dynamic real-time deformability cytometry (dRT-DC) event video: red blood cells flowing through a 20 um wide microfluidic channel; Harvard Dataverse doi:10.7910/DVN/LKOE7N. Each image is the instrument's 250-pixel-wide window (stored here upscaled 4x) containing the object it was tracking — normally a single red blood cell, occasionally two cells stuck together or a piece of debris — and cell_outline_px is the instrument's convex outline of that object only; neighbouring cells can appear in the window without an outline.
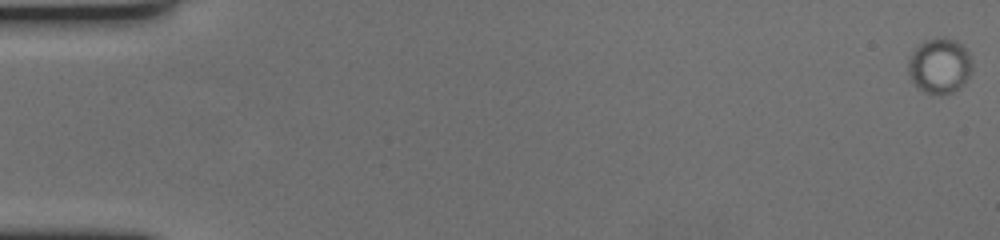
{"species": "human", "species_latin": "Homo sapiens", "temperature_condition": "cold", "stored_images_in_passage": 67, "camera_frame_rate_fps": 3000, "um_per_image_px": 0.085, "donor": {"sex": "female"}, "frame": {"image": 1, "passage_image": 1, "time_ms": 0.0, "image_size_px": [1000, 240], "cell_outline_px": [[972, 72], [964, 84], [952, 92], [924, 92], [916, 88], [908, 72], [908, 56], [924, 40], [944, 36], [956, 40], [964, 44], [972, 60]], "centroid_in_image_um": [79.88, 5.54], "position_along_channel_um": 5.1, "area_um2": 20.81}}
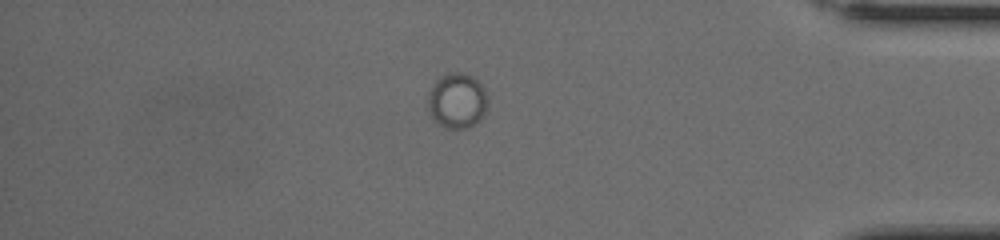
{"frame": {"image": 2, "passage_image": 58, "time_ms": 19.0, "image_size_px": [1000, 240], "cell_outline_px": [[488, 108], [484, 116], [480, 120], [468, 128], [448, 128], [440, 124], [432, 116], [428, 108], [428, 92], [432, 84], [440, 76], [448, 72], [460, 72], [472, 76], [484, 88], [488, 96]], "centroid_in_image_um": [38.88, 8.54], "position_along_channel_um": 396.3, "area_um2": 19.48}}
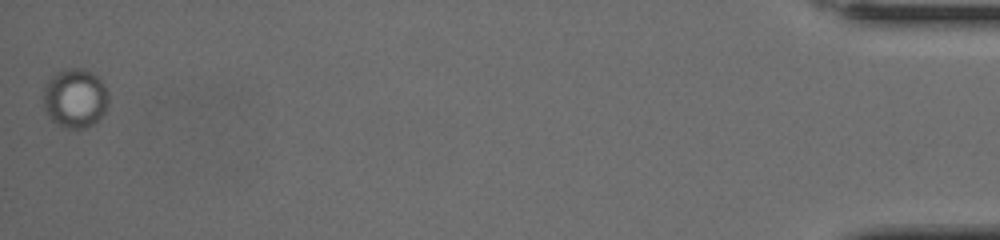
{"frame": {"image": 3, "passage_image": 67, "time_ms": 22.0, "image_size_px": [1000, 240], "cell_outline_px": [[108, 108], [92, 124], [84, 128], [64, 128], [56, 124], [48, 116], [44, 108], [44, 84], [52, 76], [68, 68], [84, 68], [92, 72], [104, 84], [108, 92]], "centroid_in_image_um": [6.38, 8.35], "position_along_channel_um": 428.8, "area_um2": 22.48}}